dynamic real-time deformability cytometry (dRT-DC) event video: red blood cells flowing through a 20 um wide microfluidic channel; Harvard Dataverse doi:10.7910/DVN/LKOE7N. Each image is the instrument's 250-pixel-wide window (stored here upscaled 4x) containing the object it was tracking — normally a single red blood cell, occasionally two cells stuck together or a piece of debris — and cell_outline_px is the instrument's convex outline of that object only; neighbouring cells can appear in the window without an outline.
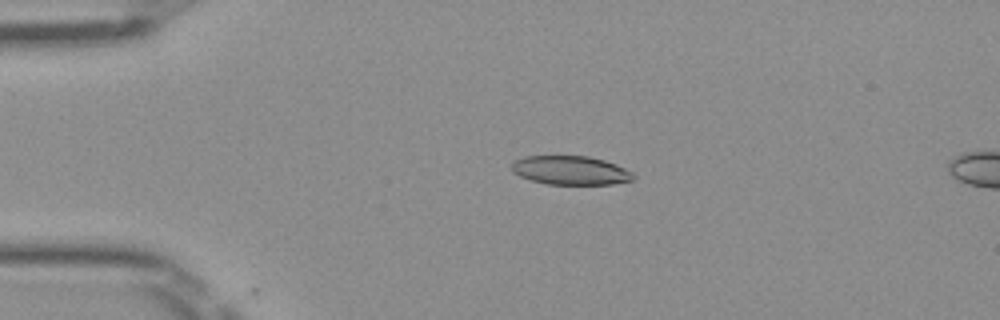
{"species": "Egyptian fruit bat (a non-hibernating species)", "species_latin": "Rousettus aegyptiacus", "temperature_condition": "room temperature", "stored_images_in_passage": 12, "camera_frame_rate_fps": 3000, "um_per_image_px": 0.085, "frame": {"image": 1, "passage_image": 8, "time_ms": 2.333, "image_size_px": [1000, 320], "cell_outline_px": [[636, 176], [632, 180], [612, 184], [548, 184], [532, 180], [520, 176], [512, 172], [512, 164], [516, 160], [524, 156], [588, 156], [604, 160], [616, 164], [632, 172]], "centroid_in_image_um": [48.51, 14.48], "position_along_channel_um": 36.5, "area_um2": 20.35}}